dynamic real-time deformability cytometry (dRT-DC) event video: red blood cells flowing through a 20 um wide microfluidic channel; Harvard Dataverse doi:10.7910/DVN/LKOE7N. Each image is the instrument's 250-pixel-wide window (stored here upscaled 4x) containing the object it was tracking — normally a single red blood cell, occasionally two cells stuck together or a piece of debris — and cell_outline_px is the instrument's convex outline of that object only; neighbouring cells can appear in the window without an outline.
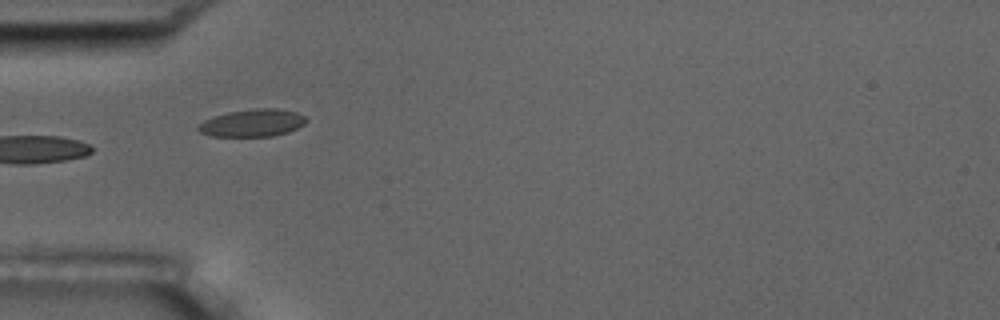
{"species": "common noctule bat (a hibernating species)", "species_latin": "Nyctalus noctula", "temperature_condition": "room temperature", "stored_images_in_passage": 8, "camera_frame_rate_fps": 3000, "um_per_image_px": 0.085, "animal": {"sex": "male", "body_mass_g": 17.5, "forearm_length_mm": 52.3}, "frame": {"image": 1, "passage_image": 5, "time_ms": 5.333, "image_size_px": [1000, 320], "cell_outline_px": [[308, 120], [304, 124], [288, 132], [272, 136], [212, 136], [200, 132], [196, 128], [204, 120], [228, 112], [256, 108], [276, 108], [296, 112], [304, 116]], "centroid_in_image_um": [21.47, 10.45], "position_along_channel_um": 63.5, "area_um2": 17.11}}